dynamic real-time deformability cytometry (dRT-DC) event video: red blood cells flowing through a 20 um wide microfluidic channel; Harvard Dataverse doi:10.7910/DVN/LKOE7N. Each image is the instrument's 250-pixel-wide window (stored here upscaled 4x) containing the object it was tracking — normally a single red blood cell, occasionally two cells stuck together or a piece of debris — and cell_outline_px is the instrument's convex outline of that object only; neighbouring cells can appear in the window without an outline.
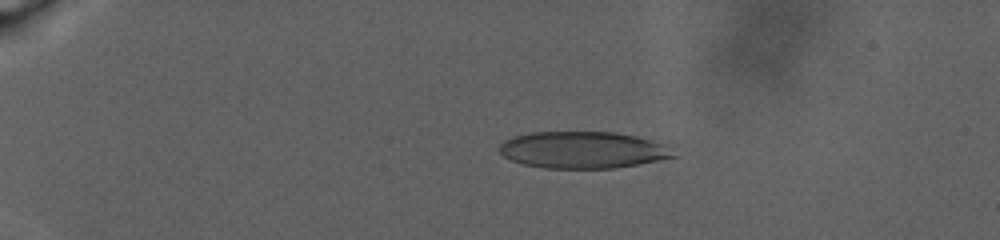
{"species": "human", "species_latin": "Homo sapiens", "temperature_condition": "warm", "stored_images_in_passage": 110, "camera_frame_rate_fps": 3000, "um_per_image_px": 0.085, "donor": {"sex": "male"}, "frame": {"image": 1, "passage_image": 25, "time_ms": 6.667, "image_size_px": [1000, 240], "cell_outline_px": [[676, 156], [660, 160], [616, 168], [544, 168], [524, 164], [512, 160], [504, 156], [500, 152], [500, 144], [504, 140], [512, 136], [528, 132], [616, 132], [636, 136], [660, 144]], "centroid_in_image_um": [49.45, 12.74], "position_along_channel_um": 35.5, "area_um2": 36.93}}
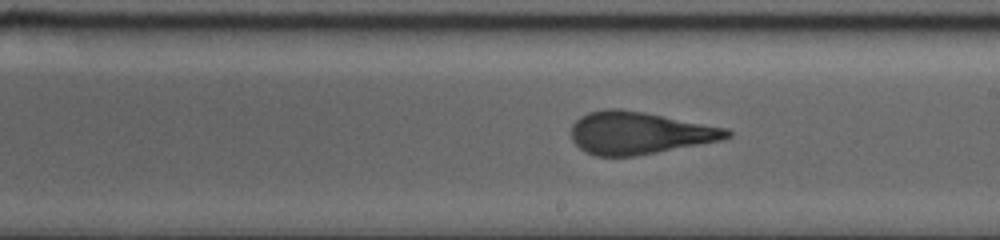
{"frame": {"image": 2, "passage_image": 71, "time_ms": 19.0, "image_size_px": [1000, 240], "cell_outline_px": [[732, 136], [720, 140], [636, 156], [596, 156], [584, 152], [572, 140], [572, 124], [580, 116], [588, 112], [604, 108], [616, 108], [644, 112], [728, 128], [732, 132]], "centroid_in_image_um": [54.31, 11.29], "position_along_channel_um": 234.7, "area_um2": 38.44}}
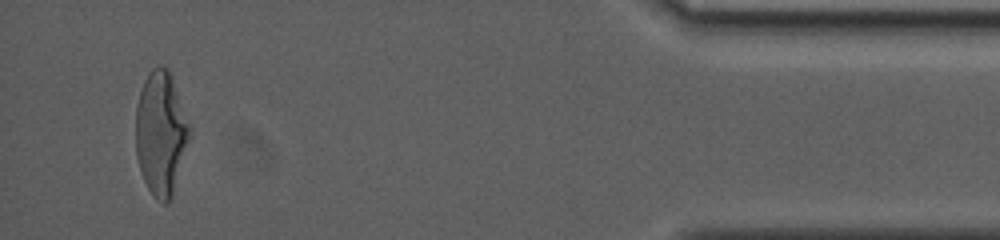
{"frame": {"image": 3, "passage_image": 109, "time_ms": 29.333, "image_size_px": [1000, 240], "cell_outline_px": [[192, 132], [172, 196], [164, 204], [156, 200], [148, 188], [144, 180], [136, 156], [136, 104], [144, 80], [148, 72], [156, 64], [160, 64], [168, 68]], "centroid_in_image_um": [13.67, 11.31], "position_along_channel_um": 421.5, "area_um2": 38.73}, "authors_computed_cell_mechanics": {"area_um2": 38.8994, "velocity_mm_per_s": 2.3413, "shape_relaxation_time_tau1_ms": null, "shape_relaxation_time_tau2_ms": 1.7548, "deformation_change_tau1": null, "deformation_change_tau2": 0.1121}}